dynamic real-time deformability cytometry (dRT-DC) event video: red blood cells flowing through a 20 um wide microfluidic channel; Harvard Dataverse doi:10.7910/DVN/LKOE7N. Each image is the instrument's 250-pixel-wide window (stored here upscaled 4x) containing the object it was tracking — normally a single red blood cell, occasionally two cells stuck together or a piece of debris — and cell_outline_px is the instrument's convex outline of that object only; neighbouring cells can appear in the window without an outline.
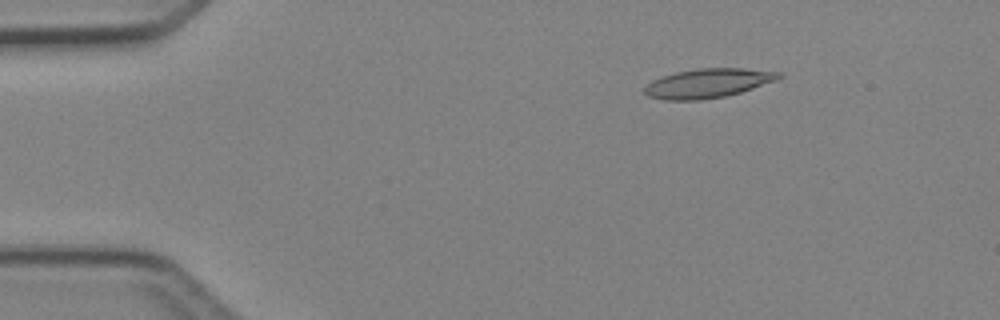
{"species": "Egyptian fruit bat (a non-hibernating species)", "species_latin": "Rousettus aegyptiacus", "temperature_condition": "cold", "stored_images_in_passage": 47, "camera_frame_rate_fps": 3000, "um_per_image_px": 0.085, "animal": {"sex": "female"}, "frame": {"image": 1, "passage_image": 7, "time_ms": 2.0, "image_size_px": [1000, 320], "cell_outline_px": [[784, 76], [776, 80], [740, 92], [724, 96], [700, 100], [664, 100], [648, 96], [644, 92], [644, 88], [652, 80], [676, 72], [696, 68], [744, 68], [784, 72]], "centroid_in_image_um": [60.2, 7.06], "position_along_channel_um": 24.8, "area_um2": 22.83}}
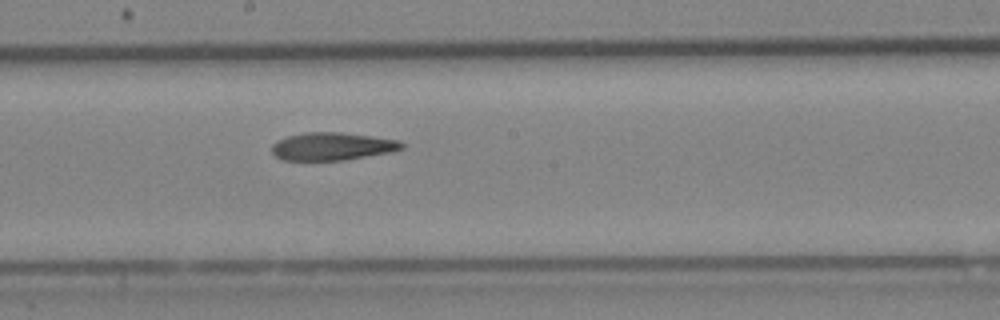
{"frame": {"image": 2, "passage_image": 26, "time_ms": 8.333, "image_size_px": [1000, 320], "cell_outline_px": [[404, 148], [392, 152], [344, 160], [280, 160], [272, 152], [272, 144], [276, 140], [288, 136], [304, 132], [340, 132], [372, 136], [400, 140], [404, 144]], "centroid_in_image_um": [28.24, 12.44], "position_along_channel_um": 220.0, "area_um2": 21.21}}
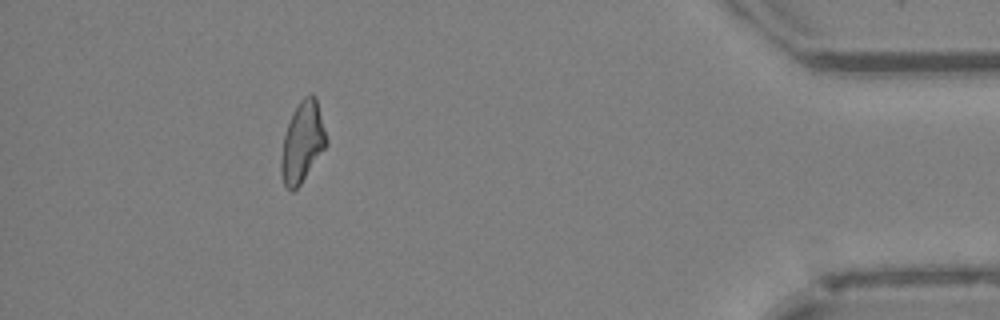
{"frame": {"image": 3, "passage_image": 43, "time_ms": 14.0, "image_size_px": [1000, 320], "cell_outline_px": [[328, 144], [300, 184], [292, 192], [284, 184], [280, 172], [280, 156], [284, 136], [292, 112], [300, 100], [304, 96], [312, 92], [316, 96], [328, 140]], "centroid_in_image_um": [25.7, 12.05], "position_along_channel_um": 409.5, "area_um2": 21.33}}